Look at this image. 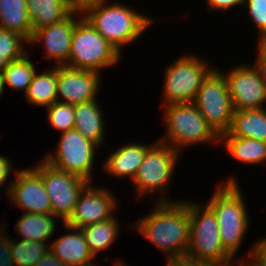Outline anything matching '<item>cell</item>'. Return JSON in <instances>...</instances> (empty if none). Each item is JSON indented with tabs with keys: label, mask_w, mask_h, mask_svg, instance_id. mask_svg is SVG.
<instances>
[{
	"label": "cell",
	"mask_w": 266,
	"mask_h": 266,
	"mask_svg": "<svg viewBox=\"0 0 266 266\" xmlns=\"http://www.w3.org/2000/svg\"><path fill=\"white\" fill-rule=\"evenodd\" d=\"M8 63L9 62L2 55H0V75Z\"/></svg>",
	"instance_id": "ab89813d"
},
{
	"label": "cell",
	"mask_w": 266,
	"mask_h": 266,
	"mask_svg": "<svg viewBox=\"0 0 266 266\" xmlns=\"http://www.w3.org/2000/svg\"><path fill=\"white\" fill-rule=\"evenodd\" d=\"M114 266H129L127 264H124L121 260L117 259L114 263Z\"/></svg>",
	"instance_id": "7bdbcfd3"
},
{
	"label": "cell",
	"mask_w": 266,
	"mask_h": 266,
	"mask_svg": "<svg viewBox=\"0 0 266 266\" xmlns=\"http://www.w3.org/2000/svg\"><path fill=\"white\" fill-rule=\"evenodd\" d=\"M165 133L159 141L181 153V149L205 143H219L220 137L208 125L192 103H173L162 106Z\"/></svg>",
	"instance_id": "277c9868"
},
{
	"label": "cell",
	"mask_w": 266,
	"mask_h": 266,
	"mask_svg": "<svg viewBox=\"0 0 266 266\" xmlns=\"http://www.w3.org/2000/svg\"><path fill=\"white\" fill-rule=\"evenodd\" d=\"M56 67L58 69L57 101L74 105L97 99L102 74L68 65Z\"/></svg>",
	"instance_id": "2e32d148"
},
{
	"label": "cell",
	"mask_w": 266,
	"mask_h": 266,
	"mask_svg": "<svg viewBox=\"0 0 266 266\" xmlns=\"http://www.w3.org/2000/svg\"><path fill=\"white\" fill-rule=\"evenodd\" d=\"M227 133L231 137L253 138L266 142V107L234 111Z\"/></svg>",
	"instance_id": "7402d4cb"
},
{
	"label": "cell",
	"mask_w": 266,
	"mask_h": 266,
	"mask_svg": "<svg viewBox=\"0 0 266 266\" xmlns=\"http://www.w3.org/2000/svg\"><path fill=\"white\" fill-rule=\"evenodd\" d=\"M58 69L56 66L38 73L36 71L27 92L24 94L29 104L48 107L57 101Z\"/></svg>",
	"instance_id": "d4e9b609"
},
{
	"label": "cell",
	"mask_w": 266,
	"mask_h": 266,
	"mask_svg": "<svg viewBox=\"0 0 266 266\" xmlns=\"http://www.w3.org/2000/svg\"><path fill=\"white\" fill-rule=\"evenodd\" d=\"M0 266H15L11 258V236H8V225L0 222ZM7 228V229H6ZM7 231V232H6Z\"/></svg>",
	"instance_id": "d6a6232c"
},
{
	"label": "cell",
	"mask_w": 266,
	"mask_h": 266,
	"mask_svg": "<svg viewBox=\"0 0 266 266\" xmlns=\"http://www.w3.org/2000/svg\"><path fill=\"white\" fill-rule=\"evenodd\" d=\"M24 45L29 46V42L21 34L0 28V55L8 62L18 60L28 53Z\"/></svg>",
	"instance_id": "f1b7e54d"
},
{
	"label": "cell",
	"mask_w": 266,
	"mask_h": 266,
	"mask_svg": "<svg viewBox=\"0 0 266 266\" xmlns=\"http://www.w3.org/2000/svg\"><path fill=\"white\" fill-rule=\"evenodd\" d=\"M60 134L54 153L53 150L51 153L49 151L43 159L59 170L75 174L92 183L95 153L101 148L75 129Z\"/></svg>",
	"instance_id": "30bf717a"
},
{
	"label": "cell",
	"mask_w": 266,
	"mask_h": 266,
	"mask_svg": "<svg viewBox=\"0 0 266 266\" xmlns=\"http://www.w3.org/2000/svg\"><path fill=\"white\" fill-rule=\"evenodd\" d=\"M236 266H248L246 263H237V265Z\"/></svg>",
	"instance_id": "ee69618b"
},
{
	"label": "cell",
	"mask_w": 266,
	"mask_h": 266,
	"mask_svg": "<svg viewBox=\"0 0 266 266\" xmlns=\"http://www.w3.org/2000/svg\"><path fill=\"white\" fill-rule=\"evenodd\" d=\"M33 31L68 17L77 6L71 0H26Z\"/></svg>",
	"instance_id": "ffe728a7"
},
{
	"label": "cell",
	"mask_w": 266,
	"mask_h": 266,
	"mask_svg": "<svg viewBox=\"0 0 266 266\" xmlns=\"http://www.w3.org/2000/svg\"><path fill=\"white\" fill-rule=\"evenodd\" d=\"M181 153L176 151L170 145L165 144L157 139L155 143L148 149L140 168L137 171L131 185L134 186L137 199L144 196H152L157 193L158 198L155 202H176L180 199L169 200L167 197V189L174 175L179 162L178 158ZM166 194V195H165ZM161 196V197H160ZM166 197V198H165Z\"/></svg>",
	"instance_id": "5b68a950"
},
{
	"label": "cell",
	"mask_w": 266,
	"mask_h": 266,
	"mask_svg": "<svg viewBox=\"0 0 266 266\" xmlns=\"http://www.w3.org/2000/svg\"><path fill=\"white\" fill-rule=\"evenodd\" d=\"M219 143L237 162L257 165L266 162V142L253 138L231 137L228 133L222 134Z\"/></svg>",
	"instance_id": "603a6c76"
},
{
	"label": "cell",
	"mask_w": 266,
	"mask_h": 266,
	"mask_svg": "<svg viewBox=\"0 0 266 266\" xmlns=\"http://www.w3.org/2000/svg\"><path fill=\"white\" fill-rule=\"evenodd\" d=\"M189 213L190 242L186 258L194 262L236 263L222 246L219 225L213 210L206 203L189 200Z\"/></svg>",
	"instance_id": "8992f818"
},
{
	"label": "cell",
	"mask_w": 266,
	"mask_h": 266,
	"mask_svg": "<svg viewBox=\"0 0 266 266\" xmlns=\"http://www.w3.org/2000/svg\"><path fill=\"white\" fill-rule=\"evenodd\" d=\"M4 88H6V87H5V84H4V82H3V78H2V76L0 75V96L3 95L4 90H5Z\"/></svg>",
	"instance_id": "b9f144b4"
},
{
	"label": "cell",
	"mask_w": 266,
	"mask_h": 266,
	"mask_svg": "<svg viewBox=\"0 0 266 266\" xmlns=\"http://www.w3.org/2000/svg\"><path fill=\"white\" fill-rule=\"evenodd\" d=\"M251 249L252 250L249 251L250 253L247 254L249 257H242V259L238 261H240V263H246L248 266H266V237L263 236V238L257 239Z\"/></svg>",
	"instance_id": "1f68e13d"
},
{
	"label": "cell",
	"mask_w": 266,
	"mask_h": 266,
	"mask_svg": "<svg viewBox=\"0 0 266 266\" xmlns=\"http://www.w3.org/2000/svg\"><path fill=\"white\" fill-rule=\"evenodd\" d=\"M207 7L213 11H229L233 7H241L244 5V0H207Z\"/></svg>",
	"instance_id": "e575fe53"
},
{
	"label": "cell",
	"mask_w": 266,
	"mask_h": 266,
	"mask_svg": "<svg viewBox=\"0 0 266 266\" xmlns=\"http://www.w3.org/2000/svg\"><path fill=\"white\" fill-rule=\"evenodd\" d=\"M14 176L7 193L10 202L24 213L52 214L42 177L33 168H23Z\"/></svg>",
	"instance_id": "5bb4252c"
},
{
	"label": "cell",
	"mask_w": 266,
	"mask_h": 266,
	"mask_svg": "<svg viewBox=\"0 0 266 266\" xmlns=\"http://www.w3.org/2000/svg\"><path fill=\"white\" fill-rule=\"evenodd\" d=\"M18 240L13 238L11 243V258L15 266H34L50 249L47 242Z\"/></svg>",
	"instance_id": "83f0119b"
},
{
	"label": "cell",
	"mask_w": 266,
	"mask_h": 266,
	"mask_svg": "<svg viewBox=\"0 0 266 266\" xmlns=\"http://www.w3.org/2000/svg\"><path fill=\"white\" fill-rule=\"evenodd\" d=\"M79 18H78V16ZM77 7L68 17L60 22L35 29L31 39L28 41L32 47L42 43L45 58L52 60L57 65H67L71 51V38L76 23L83 17ZM77 17V18H75Z\"/></svg>",
	"instance_id": "9a60e30c"
},
{
	"label": "cell",
	"mask_w": 266,
	"mask_h": 266,
	"mask_svg": "<svg viewBox=\"0 0 266 266\" xmlns=\"http://www.w3.org/2000/svg\"><path fill=\"white\" fill-rule=\"evenodd\" d=\"M224 181L222 180L216 186L206 204L217 218L222 246L235 259L246 236L251 218L236 178L229 177Z\"/></svg>",
	"instance_id": "3957f363"
},
{
	"label": "cell",
	"mask_w": 266,
	"mask_h": 266,
	"mask_svg": "<svg viewBox=\"0 0 266 266\" xmlns=\"http://www.w3.org/2000/svg\"><path fill=\"white\" fill-rule=\"evenodd\" d=\"M144 144L140 142L125 143L104 160L103 166L106 174L117 177L118 179L128 178L133 181L140 168L148 149L154 144Z\"/></svg>",
	"instance_id": "ac0fdd59"
},
{
	"label": "cell",
	"mask_w": 266,
	"mask_h": 266,
	"mask_svg": "<svg viewBox=\"0 0 266 266\" xmlns=\"http://www.w3.org/2000/svg\"><path fill=\"white\" fill-rule=\"evenodd\" d=\"M100 106L97 100L74 104V129L98 147L104 143L106 126Z\"/></svg>",
	"instance_id": "d6986e66"
},
{
	"label": "cell",
	"mask_w": 266,
	"mask_h": 266,
	"mask_svg": "<svg viewBox=\"0 0 266 266\" xmlns=\"http://www.w3.org/2000/svg\"><path fill=\"white\" fill-rule=\"evenodd\" d=\"M57 217L52 214L24 213L15 223V231L20 240L49 242L56 230Z\"/></svg>",
	"instance_id": "44dd1931"
},
{
	"label": "cell",
	"mask_w": 266,
	"mask_h": 266,
	"mask_svg": "<svg viewBox=\"0 0 266 266\" xmlns=\"http://www.w3.org/2000/svg\"><path fill=\"white\" fill-rule=\"evenodd\" d=\"M34 266H67L49 249Z\"/></svg>",
	"instance_id": "8d00e7d4"
},
{
	"label": "cell",
	"mask_w": 266,
	"mask_h": 266,
	"mask_svg": "<svg viewBox=\"0 0 266 266\" xmlns=\"http://www.w3.org/2000/svg\"><path fill=\"white\" fill-rule=\"evenodd\" d=\"M120 226L119 220L114 216L108 220L80 228L95 258L99 252H104L112 244H115L113 242H116L119 237Z\"/></svg>",
	"instance_id": "484cf974"
},
{
	"label": "cell",
	"mask_w": 266,
	"mask_h": 266,
	"mask_svg": "<svg viewBox=\"0 0 266 266\" xmlns=\"http://www.w3.org/2000/svg\"><path fill=\"white\" fill-rule=\"evenodd\" d=\"M235 264H221L216 262H194L190 259V266H234Z\"/></svg>",
	"instance_id": "f35d334b"
},
{
	"label": "cell",
	"mask_w": 266,
	"mask_h": 266,
	"mask_svg": "<svg viewBox=\"0 0 266 266\" xmlns=\"http://www.w3.org/2000/svg\"><path fill=\"white\" fill-rule=\"evenodd\" d=\"M166 266H190V259L186 257L167 259Z\"/></svg>",
	"instance_id": "74e56055"
},
{
	"label": "cell",
	"mask_w": 266,
	"mask_h": 266,
	"mask_svg": "<svg viewBox=\"0 0 266 266\" xmlns=\"http://www.w3.org/2000/svg\"><path fill=\"white\" fill-rule=\"evenodd\" d=\"M108 1L93 0L79 8L89 24L122 54V48L135 42L155 20L122 2Z\"/></svg>",
	"instance_id": "7a4b0ae2"
},
{
	"label": "cell",
	"mask_w": 266,
	"mask_h": 266,
	"mask_svg": "<svg viewBox=\"0 0 266 266\" xmlns=\"http://www.w3.org/2000/svg\"><path fill=\"white\" fill-rule=\"evenodd\" d=\"M47 109L49 125L55 130L67 132L74 129V105L56 101Z\"/></svg>",
	"instance_id": "f546056e"
},
{
	"label": "cell",
	"mask_w": 266,
	"mask_h": 266,
	"mask_svg": "<svg viewBox=\"0 0 266 266\" xmlns=\"http://www.w3.org/2000/svg\"><path fill=\"white\" fill-rule=\"evenodd\" d=\"M219 71L227 82L234 111L265 108L266 81L254 64L241 63L225 74Z\"/></svg>",
	"instance_id": "7c38bea8"
},
{
	"label": "cell",
	"mask_w": 266,
	"mask_h": 266,
	"mask_svg": "<svg viewBox=\"0 0 266 266\" xmlns=\"http://www.w3.org/2000/svg\"><path fill=\"white\" fill-rule=\"evenodd\" d=\"M77 7H80L82 4L93 1V0H71Z\"/></svg>",
	"instance_id": "60d3db41"
},
{
	"label": "cell",
	"mask_w": 266,
	"mask_h": 266,
	"mask_svg": "<svg viewBox=\"0 0 266 266\" xmlns=\"http://www.w3.org/2000/svg\"><path fill=\"white\" fill-rule=\"evenodd\" d=\"M94 187L89 183L79 194L78 201L66 224L82 228L108 220L116 214L117 197L106 187Z\"/></svg>",
	"instance_id": "4fadbf2b"
},
{
	"label": "cell",
	"mask_w": 266,
	"mask_h": 266,
	"mask_svg": "<svg viewBox=\"0 0 266 266\" xmlns=\"http://www.w3.org/2000/svg\"><path fill=\"white\" fill-rule=\"evenodd\" d=\"M28 53L18 60L9 62L1 73L5 86L27 92L36 73L35 64L29 59ZM7 84V85H6Z\"/></svg>",
	"instance_id": "4316f807"
},
{
	"label": "cell",
	"mask_w": 266,
	"mask_h": 266,
	"mask_svg": "<svg viewBox=\"0 0 266 266\" xmlns=\"http://www.w3.org/2000/svg\"><path fill=\"white\" fill-rule=\"evenodd\" d=\"M193 103L219 137L228 132L234 109L227 82L218 67L203 80Z\"/></svg>",
	"instance_id": "9c48e42d"
},
{
	"label": "cell",
	"mask_w": 266,
	"mask_h": 266,
	"mask_svg": "<svg viewBox=\"0 0 266 266\" xmlns=\"http://www.w3.org/2000/svg\"><path fill=\"white\" fill-rule=\"evenodd\" d=\"M257 57L255 59V66L259 70L261 76L266 81V39H257Z\"/></svg>",
	"instance_id": "d590c367"
},
{
	"label": "cell",
	"mask_w": 266,
	"mask_h": 266,
	"mask_svg": "<svg viewBox=\"0 0 266 266\" xmlns=\"http://www.w3.org/2000/svg\"><path fill=\"white\" fill-rule=\"evenodd\" d=\"M11 161L12 160L9 159V157H6L4 154H0V187L3 188L4 185L6 186V184L8 183L6 186L7 188L5 190L6 195L9 191V187H10L11 183L14 180V178L12 180H10L8 176L11 174H17V172L19 171L17 168L16 169L12 168V167H14L13 166L14 164H12ZM7 179L9 180V182L7 181ZM1 188H0V190H1Z\"/></svg>",
	"instance_id": "836d02e7"
},
{
	"label": "cell",
	"mask_w": 266,
	"mask_h": 266,
	"mask_svg": "<svg viewBox=\"0 0 266 266\" xmlns=\"http://www.w3.org/2000/svg\"><path fill=\"white\" fill-rule=\"evenodd\" d=\"M121 56L84 17L76 23L68 66L101 73V70L117 65Z\"/></svg>",
	"instance_id": "52a82bcc"
},
{
	"label": "cell",
	"mask_w": 266,
	"mask_h": 266,
	"mask_svg": "<svg viewBox=\"0 0 266 266\" xmlns=\"http://www.w3.org/2000/svg\"><path fill=\"white\" fill-rule=\"evenodd\" d=\"M163 80L161 106L195 101L203 80L215 68L197 55L183 54L166 67Z\"/></svg>",
	"instance_id": "ba28073f"
},
{
	"label": "cell",
	"mask_w": 266,
	"mask_h": 266,
	"mask_svg": "<svg viewBox=\"0 0 266 266\" xmlns=\"http://www.w3.org/2000/svg\"><path fill=\"white\" fill-rule=\"evenodd\" d=\"M244 8L250 16L253 26H255L258 37L257 39L266 38V0H244Z\"/></svg>",
	"instance_id": "4dcf8cb0"
},
{
	"label": "cell",
	"mask_w": 266,
	"mask_h": 266,
	"mask_svg": "<svg viewBox=\"0 0 266 266\" xmlns=\"http://www.w3.org/2000/svg\"><path fill=\"white\" fill-rule=\"evenodd\" d=\"M67 233L50 242V250L67 266H85L95 258L80 228L61 223ZM76 231V232H75Z\"/></svg>",
	"instance_id": "e0dca14e"
},
{
	"label": "cell",
	"mask_w": 266,
	"mask_h": 266,
	"mask_svg": "<svg viewBox=\"0 0 266 266\" xmlns=\"http://www.w3.org/2000/svg\"><path fill=\"white\" fill-rule=\"evenodd\" d=\"M41 177L50 199L52 215L65 223L73 213L79 194L90 183L87 180L59 170L44 159L32 167Z\"/></svg>",
	"instance_id": "8fae6325"
},
{
	"label": "cell",
	"mask_w": 266,
	"mask_h": 266,
	"mask_svg": "<svg viewBox=\"0 0 266 266\" xmlns=\"http://www.w3.org/2000/svg\"><path fill=\"white\" fill-rule=\"evenodd\" d=\"M0 28L21 34L28 41L33 29L26 0H0Z\"/></svg>",
	"instance_id": "cb8c5ba5"
},
{
	"label": "cell",
	"mask_w": 266,
	"mask_h": 266,
	"mask_svg": "<svg viewBox=\"0 0 266 266\" xmlns=\"http://www.w3.org/2000/svg\"><path fill=\"white\" fill-rule=\"evenodd\" d=\"M133 230L164 252L166 259L186 257L190 242L189 200L155 202Z\"/></svg>",
	"instance_id": "6da1fadb"
},
{
	"label": "cell",
	"mask_w": 266,
	"mask_h": 266,
	"mask_svg": "<svg viewBox=\"0 0 266 266\" xmlns=\"http://www.w3.org/2000/svg\"><path fill=\"white\" fill-rule=\"evenodd\" d=\"M85 266H97L94 262Z\"/></svg>",
	"instance_id": "f6af8a7d"
}]
</instances>
